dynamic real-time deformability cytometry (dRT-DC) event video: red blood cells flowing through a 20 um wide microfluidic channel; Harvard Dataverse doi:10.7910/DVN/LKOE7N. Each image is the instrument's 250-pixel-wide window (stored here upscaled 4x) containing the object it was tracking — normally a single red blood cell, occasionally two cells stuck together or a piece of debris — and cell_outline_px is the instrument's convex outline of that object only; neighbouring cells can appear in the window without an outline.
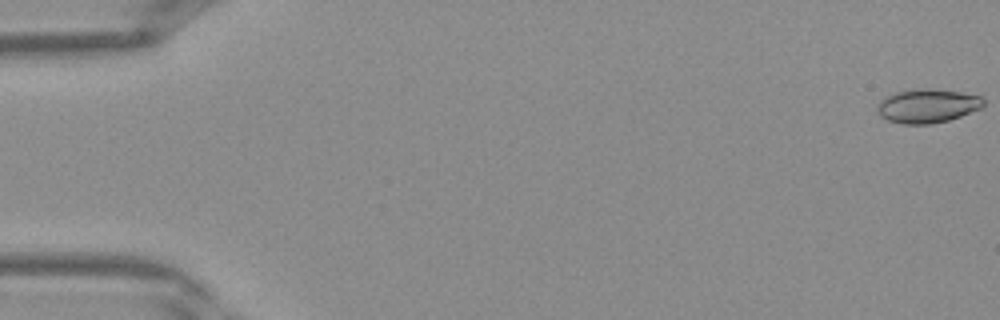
{"species": "Egyptian fruit bat (a non-hibernating species)", "species_latin": "Rousettus aegyptiacus", "temperature_condition": "warm", "stored_images_in_passage": 7, "camera_frame_rate_fps": 3000, "um_per_image_px": 0.085, "frame": {"image": 1, "passage_image": 1, "time_ms": 0.0, "image_size_px": [1000, 320], "cell_outline_px": [[984, 104], [980, 108], [960, 116], [948, 120], [932, 124], [904, 124], [888, 120], [880, 116], [876, 108], [876, 104], [884, 96], [896, 92], [916, 88], [928, 88], [960, 92], [980, 96], [984, 100]], "centroid_in_image_um": [78.78, 8.99], "position_along_channel_um": 6.2, "area_um2": 21.04}}